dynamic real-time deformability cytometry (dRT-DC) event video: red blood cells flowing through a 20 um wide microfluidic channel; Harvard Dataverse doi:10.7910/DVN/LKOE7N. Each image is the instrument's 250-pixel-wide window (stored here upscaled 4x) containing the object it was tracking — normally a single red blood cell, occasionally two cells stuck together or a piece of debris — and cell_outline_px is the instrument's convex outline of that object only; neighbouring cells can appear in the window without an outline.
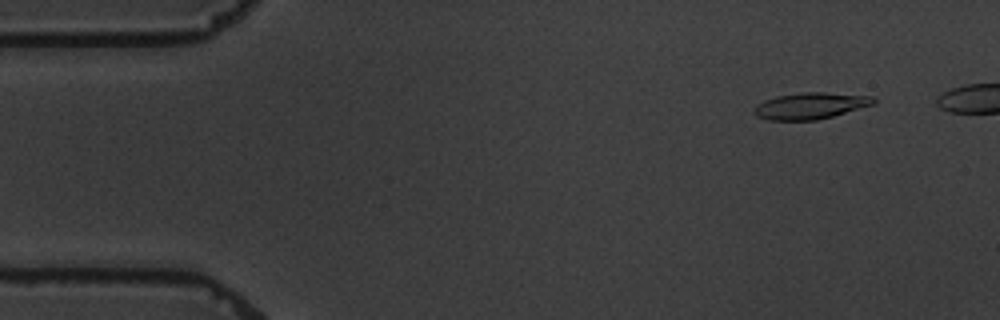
{"species": "common noctule bat (a hibernating species)", "species_latin": "Nyctalus noctula", "temperature_condition": "warm", "stored_images_in_passage": 5, "camera_frame_rate_fps": 3000, "um_per_image_px": 0.085, "animal": {"sex": "male", "body_mass_g": 19.5, "forearm_length_mm": 54.6}, "frame": {"image": 1, "passage_image": 1, "time_ms": 0.0, "image_size_px": [1000, 320], "cell_outline_px": [[876, 104], [832, 116], [816, 120], [768, 120], [756, 116], [752, 112], [756, 104], [764, 100], [776, 96], [804, 92], [824, 92], [872, 96], [876, 100]], "centroid_in_image_um": [68.87, 8.99], "position_along_channel_um": 16.1, "area_um2": 18.5}}